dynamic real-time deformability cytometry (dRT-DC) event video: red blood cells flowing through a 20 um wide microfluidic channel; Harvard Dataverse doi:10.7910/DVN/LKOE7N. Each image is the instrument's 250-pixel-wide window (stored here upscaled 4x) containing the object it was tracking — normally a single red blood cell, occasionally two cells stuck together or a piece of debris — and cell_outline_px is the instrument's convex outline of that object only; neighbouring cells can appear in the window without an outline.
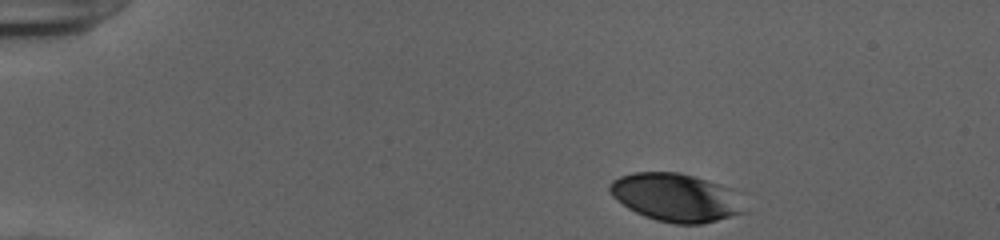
{"species": "human", "species_latin": "Homo sapiens", "temperature_condition": "cold", "stored_images_in_passage": 38, "camera_frame_rate_fps": 3000, "um_per_image_px": 0.085, "donor": {"sex": "female"}, "frame": {"image": 1, "passage_image": 1, "time_ms": 0.0, "image_size_px": [1000, 240], "cell_outline_px": [[748, 212], [704, 224], [676, 224], [656, 220], [644, 216], [628, 208], [616, 200], [612, 196], [608, 188], [608, 184], [612, 180], [620, 176], [632, 172], [680, 172], [720, 184], [732, 188]], "centroid_in_image_um": [57.45, 16.79], "position_along_channel_um": 27.5, "area_um2": 38.09}}
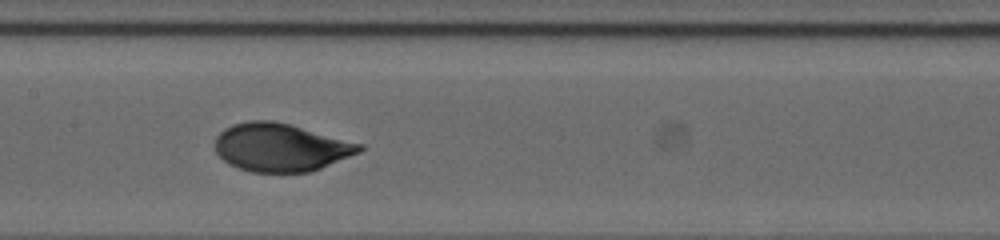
{"frame": {"image": 2, "passage_image": 20, "time_ms": 6.333, "image_size_px": [1000, 240], "cell_outline_px": [[364, 148], [360, 152], [320, 168], [308, 172], [252, 172], [236, 168], [228, 164], [216, 152], [216, 136], [224, 128], [232, 124], [248, 120], [272, 120], [288, 124], [364, 144]], "centroid_in_image_um": [23.84, 12.52], "position_along_channel_um": 183.6, "area_um2": 40.34}}
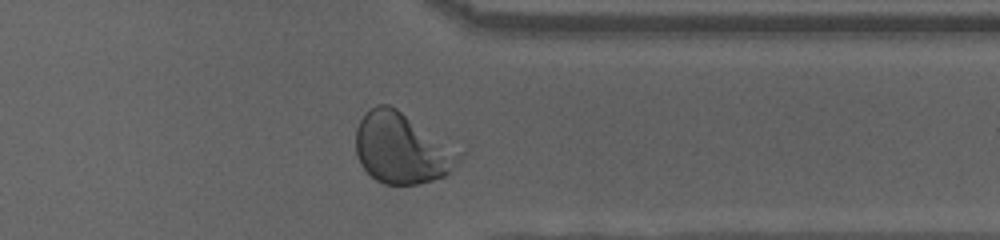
{"frame": {"image": 3, "passage_image": 35, "time_ms": 11.333, "image_size_px": [1000, 240], "cell_outline_px": [[468, 148], [464, 156], [444, 176], [432, 180], [416, 184], [384, 184], [376, 180], [360, 164], [356, 152], [356, 128], [364, 112], [376, 104], [388, 104], [396, 108]], "centroid_in_image_um": [34.29, 12.55], "position_along_channel_um": 377.1, "area_um2": 44.33}, "authors_computed_cell_mechanics": {"area_um2": 39.9976, "velocity_mm_per_s": 3.9013, "shape_relaxation_time_tau1_ms": 3.827, "shape_relaxation_time_tau2_ms": null, "deformation_change_tau1": 0.1628, "deformation_change_tau2": null}}